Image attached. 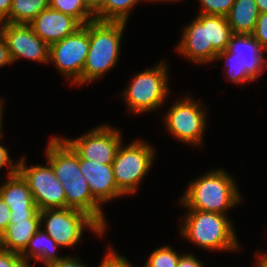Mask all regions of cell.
<instances>
[{
  "label": "cell",
  "mask_w": 267,
  "mask_h": 267,
  "mask_svg": "<svg viewBox=\"0 0 267 267\" xmlns=\"http://www.w3.org/2000/svg\"><path fill=\"white\" fill-rule=\"evenodd\" d=\"M236 181L223 169L212 170L190 182L180 204L187 210L217 212L224 215L228 209L241 203Z\"/></svg>",
  "instance_id": "1"
},
{
  "label": "cell",
  "mask_w": 267,
  "mask_h": 267,
  "mask_svg": "<svg viewBox=\"0 0 267 267\" xmlns=\"http://www.w3.org/2000/svg\"><path fill=\"white\" fill-rule=\"evenodd\" d=\"M124 22H89V51L81 78L75 83L83 85L103 77L119 60Z\"/></svg>",
  "instance_id": "2"
},
{
  "label": "cell",
  "mask_w": 267,
  "mask_h": 267,
  "mask_svg": "<svg viewBox=\"0 0 267 267\" xmlns=\"http://www.w3.org/2000/svg\"><path fill=\"white\" fill-rule=\"evenodd\" d=\"M227 216L217 212L188 210L180 232L202 249L238 251V239Z\"/></svg>",
  "instance_id": "3"
},
{
  "label": "cell",
  "mask_w": 267,
  "mask_h": 267,
  "mask_svg": "<svg viewBox=\"0 0 267 267\" xmlns=\"http://www.w3.org/2000/svg\"><path fill=\"white\" fill-rule=\"evenodd\" d=\"M167 65L165 61H161L155 67L134 76L122 95L129 112H152L164 104L170 92Z\"/></svg>",
  "instance_id": "4"
},
{
  "label": "cell",
  "mask_w": 267,
  "mask_h": 267,
  "mask_svg": "<svg viewBox=\"0 0 267 267\" xmlns=\"http://www.w3.org/2000/svg\"><path fill=\"white\" fill-rule=\"evenodd\" d=\"M154 152L153 147L144 140H135L125 147L122 142L112 166L117 187L124 195L137 191L139 184L151 169Z\"/></svg>",
  "instance_id": "5"
},
{
  "label": "cell",
  "mask_w": 267,
  "mask_h": 267,
  "mask_svg": "<svg viewBox=\"0 0 267 267\" xmlns=\"http://www.w3.org/2000/svg\"><path fill=\"white\" fill-rule=\"evenodd\" d=\"M41 226L60 247H74L81 237L83 228H89L102 236L104 229L87 213L73 208L43 209L40 211Z\"/></svg>",
  "instance_id": "6"
},
{
  "label": "cell",
  "mask_w": 267,
  "mask_h": 267,
  "mask_svg": "<svg viewBox=\"0 0 267 267\" xmlns=\"http://www.w3.org/2000/svg\"><path fill=\"white\" fill-rule=\"evenodd\" d=\"M25 156L17 162V172L27 182L39 211L66 208V195L62 184L48 163L46 166H26Z\"/></svg>",
  "instance_id": "7"
},
{
  "label": "cell",
  "mask_w": 267,
  "mask_h": 267,
  "mask_svg": "<svg viewBox=\"0 0 267 267\" xmlns=\"http://www.w3.org/2000/svg\"><path fill=\"white\" fill-rule=\"evenodd\" d=\"M89 51V23L49 46V61H53L63 76L75 84L82 76Z\"/></svg>",
  "instance_id": "8"
},
{
  "label": "cell",
  "mask_w": 267,
  "mask_h": 267,
  "mask_svg": "<svg viewBox=\"0 0 267 267\" xmlns=\"http://www.w3.org/2000/svg\"><path fill=\"white\" fill-rule=\"evenodd\" d=\"M204 109L189 96L179 99L164 117L167 130L181 142L200 145L207 122Z\"/></svg>",
  "instance_id": "9"
},
{
  "label": "cell",
  "mask_w": 267,
  "mask_h": 267,
  "mask_svg": "<svg viewBox=\"0 0 267 267\" xmlns=\"http://www.w3.org/2000/svg\"><path fill=\"white\" fill-rule=\"evenodd\" d=\"M78 155L79 159L112 164L123 140L118 129L100 125L76 139L62 138Z\"/></svg>",
  "instance_id": "10"
},
{
  "label": "cell",
  "mask_w": 267,
  "mask_h": 267,
  "mask_svg": "<svg viewBox=\"0 0 267 267\" xmlns=\"http://www.w3.org/2000/svg\"><path fill=\"white\" fill-rule=\"evenodd\" d=\"M0 34L13 63L20 58L49 63V45L28 24L0 23Z\"/></svg>",
  "instance_id": "11"
},
{
  "label": "cell",
  "mask_w": 267,
  "mask_h": 267,
  "mask_svg": "<svg viewBox=\"0 0 267 267\" xmlns=\"http://www.w3.org/2000/svg\"><path fill=\"white\" fill-rule=\"evenodd\" d=\"M177 51L195 64L217 61L218 52L208 45L207 15L199 14L183 30Z\"/></svg>",
  "instance_id": "12"
},
{
  "label": "cell",
  "mask_w": 267,
  "mask_h": 267,
  "mask_svg": "<svg viewBox=\"0 0 267 267\" xmlns=\"http://www.w3.org/2000/svg\"><path fill=\"white\" fill-rule=\"evenodd\" d=\"M7 178L0 186V197L11 210V221L40 219V211L27 182L18 172Z\"/></svg>",
  "instance_id": "13"
},
{
  "label": "cell",
  "mask_w": 267,
  "mask_h": 267,
  "mask_svg": "<svg viewBox=\"0 0 267 267\" xmlns=\"http://www.w3.org/2000/svg\"><path fill=\"white\" fill-rule=\"evenodd\" d=\"M79 167L89 185L92 196L101 205L124 195L117 187L112 164L79 159Z\"/></svg>",
  "instance_id": "14"
},
{
  "label": "cell",
  "mask_w": 267,
  "mask_h": 267,
  "mask_svg": "<svg viewBox=\"0 0 267 267\" xmlns=\"http://www.w3.org/2000/svg\"><path fill=\"white\" fill-rule=\"evenodd\" d=\"M28 25L49 46L61 41L82 26L74 17L50 6L40 12Z\"/></svg>",
  "instance_id": "15"
},
{
  "label": "cell",
  "mask_w": 267,
  "mask_h": 267,
  "mask_svg": "<svg viewBox=\"0 0 267 267\" xmlns=\"http://www.w3.org/2000/svg\"><path fill=\"white\" fill-rule=\"evenodd\" d=\"M59 136H54L46 148V161L61 184L75 177H84L80 171L78 155Z\"/></svg>",
  "instance_id": "16"
},
{
  "label": "cell",
  "mask_w": 267,
  "mask_h": 267,
  "mask_svg": "<svg viewBox=\"0 0 267 267\" xmlns=\"http://www.w3.org/2000/svg\"><path fill=\"white\" fill-rule=\"evenodd\" d=\"M227 50L236 54L241 66H245L246 72L254 80L266 71L267 63L263 57L264 50L253 35L234 34Z\"/></svg>",
  "instance_id": "17"
},
{
  "label": "cell",
  "mask_w": 267,
  "mask_h": 267,
  "mask_svg": "<svg viewBox=\"0 0 267 267\" xmlns=\"http://www.w3.org/2000/svg\"><path fill=\"white\" fill-rule=\"evenodd\" d=\"M62 186L66 195V208L87 213L105 230L106 218L100 207L101 204L92 196L86 179L75 177Z\"/></svg>",
  "instance_id": "18"
},
{
  "label": "cell",
  "mask_w": 267,
  "mask_h": 267,
  "mask_svg": "<svg viewBox=\"0 0 267 267\" xmlns=\"http://www.w3.org/2000/svg\"><path fill=\"white\" fill-rule=\"evenodd\" d=\"M40 227V219L10 221L7 229L0 235V248L21 254Z\"/></svg>",
  "instance_id": "19"
},
{
  "label": "cell",
  "mask_w": 267,
  "mask_h": 267,
  "mask_svg": "<svg viewBox=\"0 0 267 267\" xmlns=\"http://www.w3.org/2000/svg\"><path fill=\"white\" fill-rule=\"evenodd\" d=\"M259 15L255 0H235L226 17L233 34L252 35Z\"/></svg>",
  "instance_id": "20"
},
{
  "label": "cell",
  "mask_w": 267,
  "mask_h": 267,
  "mask_svg": "<svg viewBox=\"0 0 267 267\" xmlns=\"http://www.w3.org/2000/svg\"><path fill=\"white\" fill-rule=\"evenodd\" d=\"M58 247L60 246L40 227L29 240L26 249L20 256L28 261H30L29 259L40 261L44 264V267H47L49 264L62 258V256L56 253Z\"/></svg>",
  "instance_id": "21"
},
{
  "label": "cell",
  "mask_w": 267,
  "mask_h": 267,
  "mask_svg": "<svg viewBox=\"0 0 267 267\" xmlns=\"http://www.w3.org/2000/svg\"><path fill=\"white\" fill-rule=\"evenodd\" d=\"M208 45L218 52L227 50L234 35L226 16L207 15Z\"/></svg>",
  "instance_id": "22"
},
{
  "label": "cell",
  "mask_w": 267,
  "mask_h": 267,
  "mask_svg": "<svg viewBox=\"0 0 267 267\" xmlns=\"http://www.w3.org/2000/svg\"><path fill=\"white\" fill-rule=\"evenodd\" d=\"M49 7V0H12L5 23L29 24L40 12Z\"/></svg>",
  "instance_id": "23"
},
{
  "label": "cell",
  "mask_w": 267,
  "mask_h": 267,
  "mask_svg": "<svg viewBox=\"0 0 267 267\" xmlns=\"http://www.w3.org/2000/svg\"><path fill=\"white\" fill-rule=\"evenodd\" d=\"M141 0H106L95 20L127 23L130 10Z\"/></svg>",
  "instance_id": "24"
},
{
  "label": "cell",
  "mask_w": 267,
  "mask_h": 267,
  "mask_svg": "<svg viewBox=\"0 0 267 267\" xmlns=\"http://www.w3.org/2000/svg\"><path fill=\"white\" fill-rule=\"evenodd\" d=\"M49 6L74 17L81 25L95 20V16L88 10L85 0H49Z\"/></svg>",
  "instance_id": "25"
},
{
  "label": "cell",
  "mask_w": 267,
  "mask_h": 267,
  "mask_svg": "<svg viewBox=\"0 0 267 267\" xmlns=\"http://www.w3.org/2000/svg\"><path fill=\"white\" fill-rule=\"evenodd\" d=\"M225 59V68L227 67V81L233 83H247L253 82V78L246 72L245 66H241L239 58L236 54L230 53L228 50L222 51L218 54L217 60Z\"/></svg>",
  "instance_id": "26"
},
{
  "label": "cell",
  "mask_w": 267,
  "mask_h": 267,
  "mask_svg": "<svg viewBox=\"0 0 267 267\" xmlns=\"http://www.w3.org/2000/svg\"><path fill=\"white\" fill-rule=\"evenodd\" d=\"M181 255L171 246L158 247L147 257L143 267H176Z\"/></svg>",
  "instance_id": "27"
},
{
  "label": "cell",
  "mask_w": 267,
  "mask_h": 267,
  "mask_svg": "<svg viewBox=\"0 0 267 267\" xmlns=\"http://www.w3.org/2000/svg\"><path fill=\"white\" fill-rule=\"evenodd\" d=\"M235 0H199V14L227 16Z\"/></svg>",
  "instance_id": "28"
},
{
  "label": "cell",
  "mask_w": 267,
  "mask_h": 267,
  "mask_svg": "<svg viewBox=\"0 0 267 267\" xmlns=\"http://www.w3.org/2000/svg\"><path fill=\"white\" fill-rule=\"evenodd\" d=\"M20 254L0 248V267H31Z\"/></svg>",
  "instance_id": "29"
},
{
  "label": "cell",
  "mask_w": 267,
  "mask_h": 267,
  "mask_svg": "<svg viewBox=\"0 0 267 267\" xmlns=\"http://www.w3.org/2000/svg\"><path fill=\"white\" fill-rule=\"evenodd\" d=\"M99 267H133V265L128 262L127 258L118 254L111 246H109L107 254H105Z\"/></svg>",
  "instance_id": "30"
},
{
  "label": "cell",
  "mask_w": 267,
  "mask_h": 267,
  "mask_svg": "<svg viewBox=\"0 0 267 267\" xmlns=\"http://www.w3.org/2000/svg\"><path fill=\"white\" fill-rule=\"evenodd\" d=\"M252 35L259 42L262 49L267 51V12L259 15Z\"/></svg>",
  "instance_id": "31"
},
{
  "label": "cell",
  "mask_w": 267,
  "mask_h": 267,
  "mask_svg": "<svg viewBox=\"0 0 267 267\" xmlns=\"http://www.w3.org/2000/svg\"><path fill=\"white\" fill-rule=\"evenodd\" d=\"M1 137L2 134H0V139ZM4 166L9 168L7 173L8 177L12 176L17 172V163L14 162L13 164V160L9 158L8 150L0 144V169Z\"/></svg>",
  "instance_id": "32"
},
{
  "label": "cell",
  "mask_w": 267,
  "mask_h": 267,
  "mask_svg": "<svg viewBox=\"0 0 267 267\" xmlns=\"http://www.w3.org/2000/svg\"><path fill=\"white\" fill-rule=\"evenodd\" d=\"M11 210L0 197V235L7 229L10 224Z\"/></svg>",
  "instance_id": "33"
},
{
  "label": "cell",
  "mask_w": 267,
  "mask_h": 267,
  "mask_svg": "<svg viewBox=\"0 0 267 267\" xmlns=\"http://www.w3.org/2000/svg\"><path fill=\"white\" fill-rule=\"evenodd\" d=\"M81 262L82 261L79 260V258L66 256L49 264L47 267H88Z\"/></svg>",
  "instance_id": "34"
},
{
  "label": "cell",
  "mask_w": 267,
  "mask_h": 267,
  "mask_svg": "<svg viewBox=\"0 0 267 267\" xmlns=\"http://www.w3.org/2000/svg\"><path fill=\"white\" fill-rule=\"evenodd\" d=\"M176 267H205L193 254H182Z\"/></svg>",
  "instance_id": "35"
},
{
  "label": "cell",
  "mask_w": 267,
  "mask_h": 267,
  "mask_svg": "<svg viewBox=\"0 0 267 267\" xmlns=\"http://www.w3.org/2000/svg\"><path fill=\"white\" fill-rule=\"evenodd\" d=\"M13 63L5 39L0 34V67Z\"/></svg>",
  "instance_id": "36"
},
{
  "label": "cell",
  "mask_w": 267,
  "mask_h": 267,
  "mask_svg": "<svg viewBox=\"0 0 267 267\" xmlns=\"http://www.w3.org/2000/svg\"><path fill=\"white\" fill-rule=\"evenodd\" d=\"M88 10L96 16L104 7L106 0H85Z\"/></svg>",
  "instance_id": "37"
},
{
  "label": "cell",
  "mask_w": 267,
  "mask_h": 267,
  "mask_svg": "<svg viewBox=\"0 0 267 267\" xmlns=\"http://www.w3.org/2000/svg\"><path fill=\"white\" fill-rule=\"evenodd\" d=\"M12 0H0V23H3L9 16Z\"/></svg>",
  "instance_id": "38"
},
{
  "label": "cell",
  "mask_w": 267,
  "mask_h": 267,
  "mask_svg": "<svg viewBox=\"0 0 267 267\" xmlns=\"http://www.w3.org/2000/svg\"><path fill=\"white\" fill-rule=\"evenodd\" d=\"M255 254L257 256V263L255 264V267H267V253L260 255V252L258 251Z\"/></svg>",
  "instance_id": "39"
},
{
  "label": "cell",
  "mask_w": 267,
  "mask_h": 267,
  "mask_svg": "<svg viewBox=\"0 0 267 267\" xmlns=\"http://www.w3.org/2000/svg\"><path fill=\"white\" fill-rule=\"evenodd\" d=\"M255 1L260 14L267 12V0H255Z\"/></svg>",
  "instance_id": "40"
},
{
  "label": "cell",
  "mask_w": 267,
  "mask_h": 267,
  "mask_svg": "<svg viewBox=\"0 0 267 267\" xmlns=\"http://www.w3.org/2000/svg\"><path fill=\"white\" fill-rule=\"evenodd\" d=\"M2 103H3V101H2V99L0 98V134H3V133H2L3 130H1V129H2V125H3V124H2V119H3L2 116H3V106H4V105H3Z\"/></svg>",
  "instance_id": "41"
},
{
  "label": "cell",
  "mask_w": 267,
  "mask_h": 267,
  "mask_svg": "<svg viewBox=\"0 0 267 267\" xmlns=\"http://www.w3.org/2000/svg\"><path fill=\"white\" fill-rule=\"evenodd\" d=\"M148 1H152V2H153V1H154V2H156V1H157V2H158V1H159V2H160V1H161V2H166V1L168 2V1H170V2H171V1H176V0H148ZM177 1H179V0H177Z\"/></svg>",
  "instance_id": "42"
}]
</instances>
